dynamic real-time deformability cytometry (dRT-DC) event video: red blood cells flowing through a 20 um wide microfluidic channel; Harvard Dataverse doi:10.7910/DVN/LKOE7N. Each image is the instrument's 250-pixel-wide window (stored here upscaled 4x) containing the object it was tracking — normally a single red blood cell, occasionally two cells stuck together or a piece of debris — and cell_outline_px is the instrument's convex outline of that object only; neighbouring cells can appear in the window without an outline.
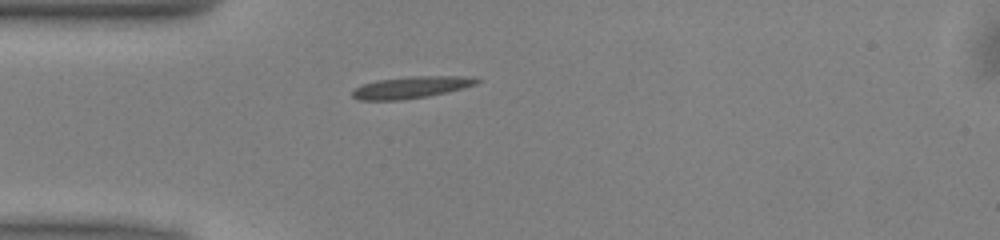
{"species": "common noctule bat (a hibernating species)", "species_latin": "Nyctalus noctula", "temperature_condition": "warm", "stored_images_in_passage": 38, "camera_frame_rate_fps": 3000, "um_per_image_px": 0.085, "animal": {"sex": "male", "body_mass_g": 13.0, "forearm_length_mm": 53.1}, "frame": {"image": 1, "passage_image": 1, "time_ms": 0.0, "image_size_px": [1000, 240], "cell_outline_px": [[484, 80], [476, 84], [448, 92], [428, 96], [400, 100], [360, 100], [352, 96], [352, 88], [376, 80], [412, 76], [464, 76]], "centroid_in_image_um": [34.94, 7.42], "position_along_channel_um": 50.1, "area_um2": 15.84}}
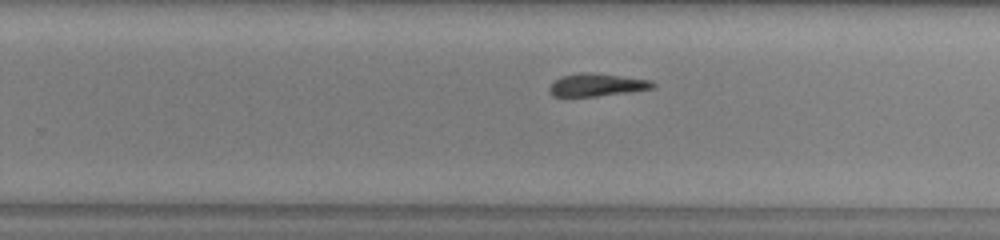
{"frame": {"image": 2, "passage_image": 19, "time_ms": 6.0, "image_size_px": [1000, 240], "cell_outline_px": [[656, 88], [632, 92], [596, 96], [552, 96], [548, 92], [548, 88], [560, 76], [580, 72], [596, 72], [652, 80], [656, 84]], "centroid_in_image_um": [50.78, 7.2], "position_along_channel_um": 279.0, "area_um2": 14.05}}
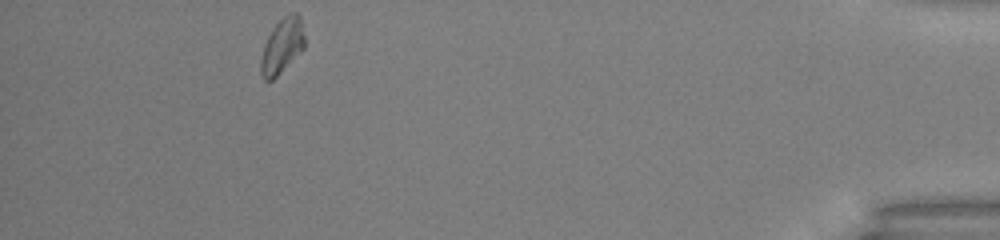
{"frame": {"image": 3, "passage_image": 34, "time_ms": 11.0, "image_size_px": [1000, 240], "cell_outline_px": [[304, 48], [272, 80], [264, 80], [260, 72], [260, 60], [264, 44], [272, 28], [284, 16], [292, 12], [296, 12], [300, 16], [304, 36]], "centroid_in_image_um": [23.96, 3.89], "position_along_channel_um": 411.2, "area_um2": 13.81}, "authors_computed_cell_mechanics": {"area_um2": 14.3922, "velocity_mm_per_s": 3.9857, "shape_relaxation_time_tau1_ms": null, "shape_relaxation_time_tau2_ms": 3.2939, "deformation_change_tau1": null, "deformation_change_tau2": 0.0985}}